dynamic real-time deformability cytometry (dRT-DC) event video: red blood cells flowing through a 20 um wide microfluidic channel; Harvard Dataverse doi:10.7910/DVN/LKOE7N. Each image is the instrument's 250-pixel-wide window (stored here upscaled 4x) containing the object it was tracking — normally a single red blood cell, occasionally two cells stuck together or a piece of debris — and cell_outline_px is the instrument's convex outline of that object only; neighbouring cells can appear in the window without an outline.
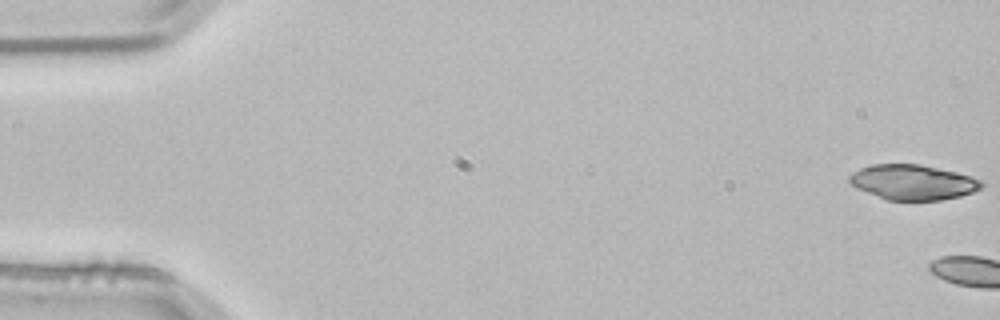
{"species": "common noctule bat (a hibernating species)", "species_latin": "Nyctalus noctula", "temperature_condition": "room temperature", "stored_images_in_passage": 4, "camera_frame_rate_fps": 3000, "um_per_image_px": 0.085, "animal": {"sex": "male", "body_mass_g": 21.5, "forearm_length_mm": 52.0}, "frame": {"image": 1, "passage_image": 1, "time_ms": 0.0, "image_size_px": [1000, 320], "cell_outline_px": [[984, 188], [960, 196], [940, 200], [884, 200], [856, 188], [848, 180], [848, 176], [860, 168], [872, 164], [920, 164], [956, 172], [972, 176], [980, 180], [984, 184]], "centroid_in_image_um": [77.59, 15.49], "position_along_channel_um": 7.4, "area_um2": 27.17}}
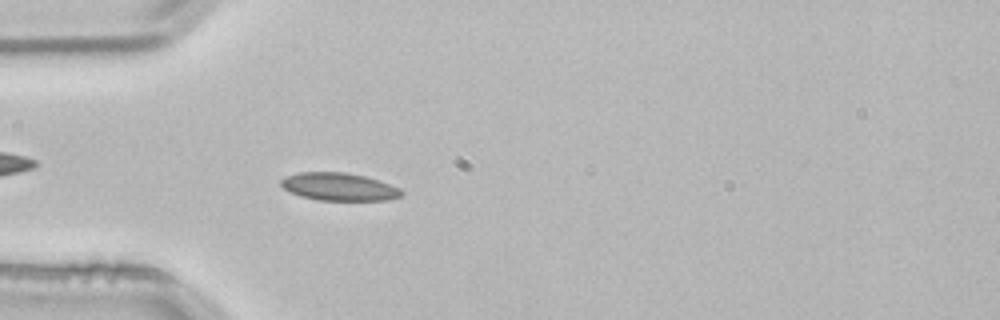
{"frame": {"image": 2, "passage_image": 4, "time_ms": 1.0, "image_size_px": [1000, 320], "cell_outline_px": [[404, 192], [400, 196], [388, 200], [320, 200], [300, 196], [284, 188], [280, 184], [280, 180], [288, 176], [300, 172], [344, 172], [364, 176], [400, 188]], "centroid_in_image_um": [28.81, 15.87], "position_along_channel_um": 56.2, "area_um2": 19.19}}